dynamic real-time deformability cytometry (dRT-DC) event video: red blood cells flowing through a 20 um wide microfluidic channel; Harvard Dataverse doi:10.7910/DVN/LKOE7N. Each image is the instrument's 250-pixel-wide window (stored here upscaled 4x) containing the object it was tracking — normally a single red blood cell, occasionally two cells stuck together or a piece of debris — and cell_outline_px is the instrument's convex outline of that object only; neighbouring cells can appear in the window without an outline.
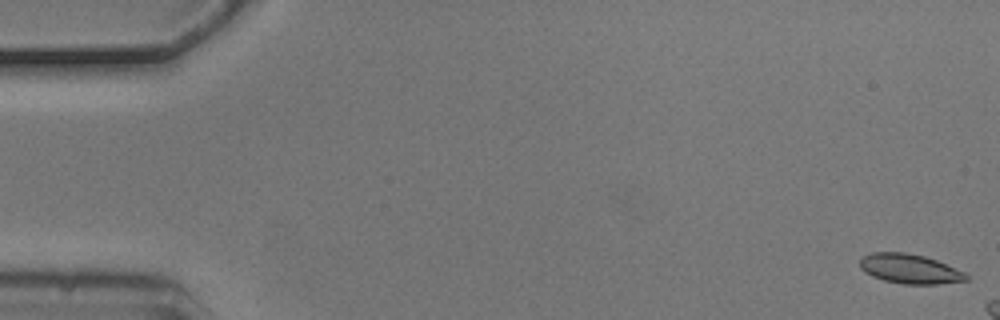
{"species": "common noctule bat (a hibernating species)", "species_latin": "Nyctalus noctula", "temperature_condition": "cold", "stored_images_in_passage": 3, "camera_frame_rate_fps": 3000, "um_per_image_px": 0.085, "animal": {"sex": "male", "body_mass_g": 20.5, "forearm_length_mm": 52.5}, "frame": {"image": 1, "passage_image": 1, "time_ms": 0.0, "image_size_px": [1000, 320], "cell_outline_px": [[968, 280], [940, 284], [904, 284], [884, 280], [872, 276], [860, 268], [860, 256], [872, 252], [904, 252], [924, 256], [936, 260], [964, 272], [968, 276]], "centroid_in_image_um": [77.3, 22.84], "position_along_channel_um": 7.7, "area_um2": 18.26}}